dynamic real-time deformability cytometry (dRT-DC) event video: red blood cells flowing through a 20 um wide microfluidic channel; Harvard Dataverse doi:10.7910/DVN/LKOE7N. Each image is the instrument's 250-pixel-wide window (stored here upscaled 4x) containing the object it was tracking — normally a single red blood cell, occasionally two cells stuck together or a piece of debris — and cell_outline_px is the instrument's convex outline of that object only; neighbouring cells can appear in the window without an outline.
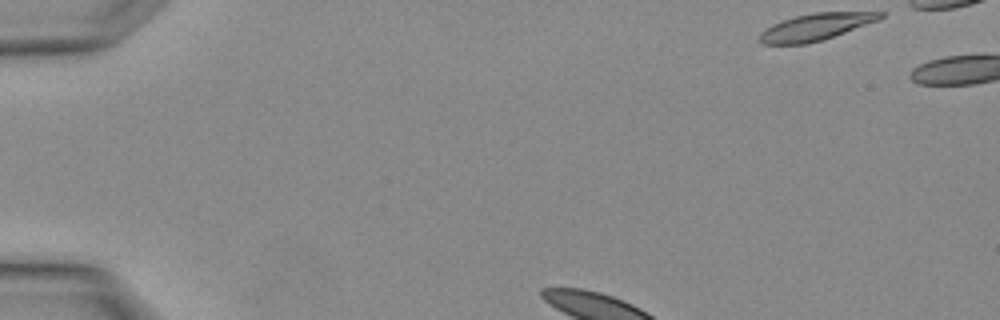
{"species": "Egyptian fruit bat (a non-hibernating species)", "species_latin": "Rousettus aegyptiacus", "temperature_condition": "warm", "stored_images_in_passage": 4, "segment_of_instrument_passage": [2, 2], "camera_frame_rate_fps": 3000, "um_per_image_px": 0.085, "animal": {"sex": "female"}, "frame": {"image": 1, "passage_image": 4, "time_ms": 1.0, "image_size_px": [1000, 320], "cell_outline_px": [[884, 16], [880, 20], [824, 40], [804, 44], [764, 44], [756, 36], [764, 28], [772, 24], [796, 16], [816, 12], [884, 12]], "centroid_in_image_um": [69.34, 2.29], "position_along_channel_um": 15.7, "area_um2": 19.02}}